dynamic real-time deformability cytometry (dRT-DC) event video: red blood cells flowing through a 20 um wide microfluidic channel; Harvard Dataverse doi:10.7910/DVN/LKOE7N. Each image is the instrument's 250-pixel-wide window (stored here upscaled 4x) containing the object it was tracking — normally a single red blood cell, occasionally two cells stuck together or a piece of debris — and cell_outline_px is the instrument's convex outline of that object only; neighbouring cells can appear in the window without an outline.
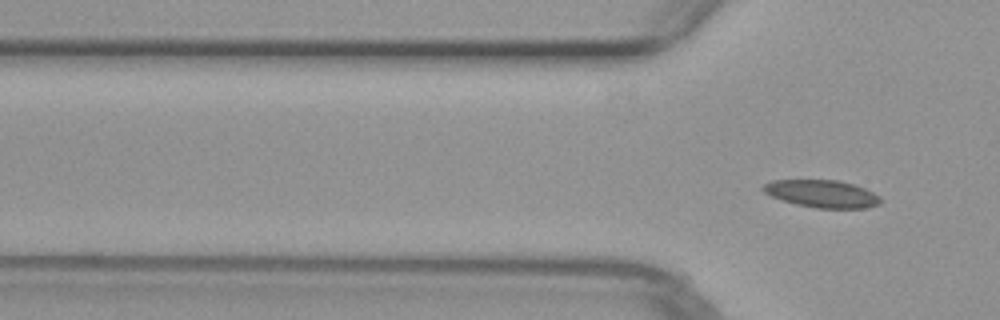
{"species": "common noctule bat (a hibernating species)", "species_latin": "Nyctalus noctula", "temperature_condition": "warm", "stored_images_in_passage": 8, "camera_frame_rate_fps": 3000, "um_per_image_px": 0.085, "animal": {"sex": "female", "body_mass_g": 29.2, "forearm_length_mm": 56.3}, "frame": {"image": 1, "passage_image": 8, "time_ms": 2.333, "image_size_px": [1000, 320], "cell_outline_px": [[880, 204], [864, 208], [816, 208], [796, 204], [772, 196], [764, 192], [760, 188], [764, 184], [772, 180], [840, 180], [856, 184], [880, 196]], "centroid_in_image_um": [69.88, 16.46], "position_along_channel_um": 55.9, "area_um2": 18.79}}